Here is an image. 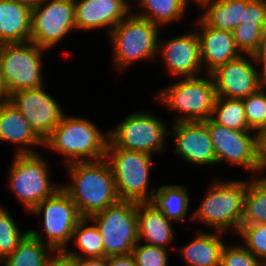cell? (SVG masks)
<instances>
[{"mask_svg":"<svg viewBox=\"0 0 266 266\" xmlns=\"http://www.w3.org/2000/svg\"><path fill=\"white\" fill-rule=\"evenodd\" d=\"M167 250L164 247L137 243L131 255L137 266H167L169 260Z\"/></svg>","mask_w":266,"mask_h":266,"instance_id":"cell-35","label":"cell"},{"mask_svg":"<svg viewBox=\"0 0 266 266\" xmlns=\"http://www.w3.org/2000/svg\"><path fill=\"white\" fill-rule=\"evenodd\" d=\"M152 155L107 146L105 159L114 175L116 191L120 200L150 202L156 188L148 191ZM149 194V195H148Z\"/></svg>","mask_w":266,"mask_h":266,"instance_id":"cell-6","label":"cell"},{"mask_svg":"<svg viewBox=\"0 0 266 266\" xmlns=\"http://www.w3.org/2000/svg\"><path fill=\"white\" fill-rule=\"evenodd\" d=\"M88 222H90L89 218H82L75 227L72 236L75 245L77 246L78 249L81 250L82 254L78 253V251L76 252L73 250L72 252L70 250L69 251L65 250V251L74 257H83V258L104 257V248L102 243L103 238L101 237L95 223L91 226H87Z\"/></svg>","mask_w":266,"mask_h":266,"instance_id":"cell-30","label":"cell"},{"mask_svg":"<svg viewBox=\"0 0 266 266\" xmlns=\"http://www.w3.org/2000/svg\"><path fill=\"white\" fill-rule=\"evenodd\" d=\"M259 167L260 171L266 169V128L258 134Z\"/></svg>","mask_w":266,"mask_h":266,"instance_id":"cell-40","label":"cell"},{"mask_svg":"<svg viewBox=\"0 0 266 266\" xmlns=\"http://www.w3.org/2000/svg\"><path fill=\"white\" fill-rule=\"evenodd\" d=\"M172 133L174 153L185 162L199 166L217 164L211 136L204 121L175 122Z\"/></svg>","mask_w":266,"mask_h":266,"instance_id":"cell-16","label":"cell"},{"mask_svg":"<svg viewBox=\"0 0 266 266\" xmlns=\"http://www.w3.org/2000/svg\"><path fill=\"white\" fill-rule=\"evenodd\" d=\"M243 25H266V0H247Z\"/></svg>","mask_w":266,"mask_h":266,"instance_id":"cell-37","label":"cell"},{"mask_svg":"<svg viewBox=\"0 0 266 266\" xmlns=\"http://www.w3.org/2000/svg\"><path fill=\"white\" fill-rule=\"evenodd\" d=\"M242 100L247 124L252 132L259 134L266 128V91L259 88Z\"/></svg>","mask_w":266,"mask_h":266,"instance_id":"cell-32","label":"cell"},{"mask_svg":"<svg viewBox=\"0 0 266 266\" xmlns=\"http://www.w3.org/2000/svg\"><path fill=\"white\" fill-rule=\"evenodd\" d=\"M213 143L217 163L239 165L254 173L260 172L258 133L235 131L216 123L212 118L204 121Z\"/></svg>","mask_w":266,"mask_h":266,"instance_id":"cell-12","label":"cell"},{"mask_svg":"<svg viewBox=\"0 0 266 266\" xmlns=\"http://www.w3.org/2000/svg\"><path fill=\"white\" fill-rule=\"evenodd\" d=\"M8 100L7 90L2 80L1 67H0V103Z\"/></svg>","mask_w":266,"mask_h":266,"instance_id":"cell-45","label":"cell"},{"mask_svg":"<svg viewBox=\"0 0 266 266\" xmlns=\"http://www.w3.org/2000/svg\"><path fill=\"white\" fill-rule=\"evenodd\" d=\"M108 266H137L131 254L107 257Z\"/></svg>","mask_w":266,"mask_h":266,"instance_id":"cell-39","label":"cell"},{"mask_svg":"<svg viewBox=\"0 0 266 266\" xmlns=\"http://www.w3.org/2000/svg\"><path fill=\"white\" fill-rule=\"evenodd\" d=\"M211 185L192 219L213 227L215 232L224 233L232 227L237 234L243 219L247 182L217 180Z\"/></svg>","mask_w":266,"mask_h":266,"instance_id":"cell-3","label":"cell"},{"mask_svg":"<svg viewBox=\"0 0 266 266\" xmlns=\"http://www.w3.org/2000/svg\"><path fill=\"white\" fill-rule=\"evenodd\" d=\"M31 40V9L17 0H0V45Z\"/></svg>","mask_w":266,"mask_h":266,"instance_id":"cell-21","label":"cell"},{"mask_svg":"<svg viewBox=\"0 0 266 266\" xmlns=\"http://www.w3.org/2000/svg\"><path fill=\"white\" fill-rule=\"evenodd\" d=\"M39 233L29 229L17 249L1 262L3 266H46L50 257L48 254L55 251L42 240Z\"/></svg>","mask_w":266,"mask_h":266,"instance_id":"cell-25","label":"cell"},{"mask_svg":"<svg viewBox=\"0 0 266 266\" xmlns=\"http://www.w3.org/2000/svg\"><path fill=\"white\" fill-rule=\"evenodd\" d=\"M130 0H74L76 30L108 28L110 32L132 11Z\"/></svg>","mask_w":266,"mask_h":266,"instance_id":"cell-18","label":"cell"},{"mask_svg":"<svg viewBox=\"0 0 266 266\" xmlns=\"http://www.w3.org/2000/svg\"><path fill=\"white\" fill-rule=\"evenodd\" d=\"M55 252L53 255L50 254L46 266H77L76 257L68 254L65 250Z\"/></svg>","mask_w":266,"mask_h":266,"instance_id":"cell-38","label":"cell"},{"mask_svg":"<svg viewBox=\"0 0 266 266\" xmlns=\"http://www.w3.org/2000/svg\"><path fill=\"white\" fill-rule=\"evenodd\" d=\"M220 266H266L242 244L224 246Z\"/></svg>","mask_w":266,"mask_h":266,"instance_id":"cell-36","label":"cell"},{"mask_svg":"<svg viewBox=\"0 0 266 266\" xmlns=\"http://www.w3.org/2000/svg\"><path fill=\"white\" fill-rule=\"evenodd\" d=\"M31 9V40L42 49H50L71 31H76L74 0H47Z\"/></svg>","mask_w":266,"mask_h":266,"instance_id":"cell-13","label":"cell"},{"mask_svg":"<svg viewBox=\"0 0 266 266\" xmlns=\"http://www.w3.org/2000/svg\"><path fill=\"white\" fill-rule=\"evenodd\" d=\"M266 25H243L241 23L233 30V37L241 53L253 54L260 43Z\"/></svg>","mask_w":266,"mask_h":266,"instance_id":"cell-34","label":"cell"},{"mask_svg":"<svg viewBox=\"0 0 266 266\" xmlns=\"http://www.w3.org/2000/svg\"><path fill=\"white\" fill-rule=\"evenodd\" d=\"M255 63L257 66L262 65L261 70H258V81L260 88L266 89V60H255Z\"/></svg>","mask_w":266,"mask_h":266,"instance_id":"cell-43","label":"cell"},{"mask_svg":"<svg viewBox=\"0 0 266 266\" xmlns=\"http://www.w3.org/2000/svg\"><path fill=\"white\" fill-rule=\"evenodd\" d=\"M252 55L254 60H266V30L263 32L257 50Z\"/></svg>","mask_w":266,"mask_h":266,"instance_id":"cell-42","label":"cell"},{"mask_svg":"<svg viewBox=\"0 0 266 266\" xmlns=\"http://www.w3.org/2000/svg\"><path fill=\"white\" fill-rule=\"evenodd\" d=\"M44 89L42 86L8 95V101L23 115L43 141L65 115L55 98Z\"/></svg>","mask_w":266,"mask_h":266,"instance_id":"cell-14","label":"cell"},{"mask_svg":"<svg viewBox=\"0 0 266 266\" xmlns=\"http://www.w3.org/2000/svg\"><path fill=\"white\" fill-rule=\"evenodd\" d=\"M189 196L187 190L180 185H162L156 188L150 201L171 221L182 223L188 212Z\"/></svg>","mask_w":266,"mask_h":266,"instance_id":"cell-26","label":"cell"},{"mask_svg":"<svg viewBox=\"0 0 266 266\" xmlns=\"http://www.w3.org/2000/svg\"><path fill=\"white\" fill-rule=\"evenodd\" d=\"M244 196L242 224L266 223V177H250Z\"/></svg>","mask_w":266,"mask_h":266,"instance_id":"cell-27","label":"cell"},{"mask_svg":"<svg viewBox=\"0 0 266 266\" xmlns=\"http://www.w3.org/2000/svg\"><path fill=\"white\" fill-rule=\"evenodd\" d=\"M211 118L235 131H252L247 124L242 99L217 96Z\"/></svg>","mask_w":266,"mask_h":266,"instance_id":"cell-28","label":"cell"},{"mask_svg":"<svg viewBox=\"0 0 266 266\" xmlns=\"http://www.w3.org/2000/svg\"><path fill=\"white\" fill-rule=\"evenodd\" d=\"M17 1H19L21 4L28 6L30 9H33L35 7L42 5L47 0H17Z\"/></svg>","mask_w":266,"mask_h":266,"instance_id":"cell-44","label":"cell"},{"mask_svg":"<svg viewBox=\"0 0 266 266\" xmlns=\"http://www.w3.org/2000/svg\"><path fill=\"white\" fill-rule=\"evenodd\" d=\"M28 233L29 230L21 233L9 212L0 207V264L17 249Z\"/></svg>","mask_w":266,"mask_h":266,"instance_id":"cell-31","label":"cell"},{"mask_svg":"<svg viewBox=\"0 0 266 266\" xmlns=\"http://www.w3.org/2000/svg\"><path fill=\"white\" fill-rule=\"evenodd\" d=\"M200 25L196 33L200 42V56L207 74L225 63L242 55L237 48L233 33L208 26L201 18L196 21Z\"/></svg>","mask_w":266,"mask_h":266,"instance_id":"cell-19","label":"cell"},{"mask_svg":"<svg viewBox=\"0 0 266 266\" xmlns=\"http://www.w3.org/2000/svg\"><path fill=\"white\" fill-rule=\"evenodd\" d=\"M14 156L8 175L9 188L30 212L61 186L51 184L47 163L39 153Z\"/></svg>","mask_w":266,"mask_h":266,"instance_id":"cell-9","label":"cell"},{"mask_svg":"<svg viewBox=\"0 0 266 266\" xmlns=\"http://www.w3.org/2000/svg\"><path fill=\"white\" fill-rule=\"evenodd\" d=\"M222 232L199 233L179 251L188 266H220L221 253L225 246Z\"/></svg>","mask_w":266,"mask_h":266,"instance_id":"cell-23","label":"cell"},{"mask_svg":"<svg viewBox=\"0 0 266 266\" xmlns=\"http://www.w3.org/2000/svg\"><path fill=\"white\" fill-rule=\"evenodd\" d=\"M66 165L72 182L61 187L76 204L82 218H90L120 201L114 175L105 158Z\"/></svg>","mask_w":266,"mask_h":266,"instance_id":"cell-1","label":"cell"},{"mask_svg":"<svg viewBox=\"0 0 266 266\" xmlns=\"http://www.w3.org/2000/svg\"><path fill=\"white\" fill-rule=\"evenodd\" d=\"M29 213L35 215L43 213L48 246L54 251L68 250L67 245L72 241L73 231L82 217L76 204L62 187L52 196L41 201Z\"/></svg>","mask_w":266,"mask_h":266,"instance_id":"cell-11","label":"cell"},{"mask_svg":"<svg viewBox=\"0 0 266 266\" xmlns=\"http://www.w3.org/2000/svg\"><path fill=\"white\" fill-rule=\"evenodd\" d=\"M207 76L182 78L156 94L162 105L181 113L174 122L206 121L212 117L217 95L211 75Z\"/></svg>","mask_w":266,"mask_h":266,"instance_id":"cell-5","label":"cell"},{"mask_svg":"<svg viewBox=\"0 0 266 266\" xmlns=\"http://www.w3.org/2000/svg\"><path fill=\"white\" fill-rule=\"evenodd\" d=\"M138 2L141 8L147 10L135 14L158 26L175 22L185 15L187 9L182 0H138Z\"/></svg>","mask_w":266,"mask_h":266,"instance_id":"cell-29","label":"cell"},{"mask_svg":"<svg viewBox=\"0 0 266 266\" xmlns=\"http://www.w3.org/2000/svg\"><path fill=\"white\" fill-rule=\"evenodd\" d=\"M106 134L89 119L64 115L44 140V148L66 156L67 164L98 161L105 158L109 141Z\"/></svg>","mask_w":266,"mask_h":266,"instance_id":"cell-2","label":"cell"},{"mask_svg":"<svg viewBox=\"0 0 266 266\" xmlns=\"http://www.w3.org/2000/svg\"><path fill=\"white\" fill-rule=\"evenodd\" d=\"M252 60L241 55L237 59L219 66L210 73L216 95L224 98L243 99L256 92L260 86L258 69L251 61L255 62L252 54H246Z\"/></svg>","mask_w":266,"mask_h":266,"instance_id":"cell-15","label":"cell"},{"mask_svg":"<svg viewBox=\"0 0 266 266\" xmlns=\"http://www.w3.org/2000/svg\"><path fill=\"white\" fill-rule=\"evenodd\" d=\"M77 266H108L107 257L83 258L76 257Z\"/></svg>","mask_w":266,"mask_h":266,"instance_id":"cell-41","label":"cell"},{"mask_svg":"<svg viewBox=\"0 0 266 266\" xmlns=\"http://www.w3.org/2000/svg\"><path fill=\"white\" fill-rule=\"evenodd\" d=\"M0 141L18 144L20 147L17 148L16 154L38 153L30 147L44 146V141L8 100L0 103Z\"/></svg>","mask_w":266,"mask_h":266,"instance_id":"cell-20","label":"cell"},{"mask_svg":"<svg viewBox=\"0 0 266 266\" xmlns=\"http://www.w3.org/2000/svg\"><path fill=\"white\" fill-rule=\"evenodd\" d=\"M247 0H213L200 18L210 27L233 32L244 21Z\"/></svg>","mask_w":266,"mask_h":266,"instance_id":"cell-24","label":"cell"},{"mask_svg":"<svg viewBox=\"0 0 266 266\" xmlns=\"http://www.w3.org/2000/svg\"><path fill=\"white\" fill-rule=\"evenodd\" d=\"M43 51L32 41L0 45L1 75L8 95L44 85Z\"/></svg>","mask_w":266,"mask_h":266,"instance_id":"cell-8","label":"cell"},{"mask_svg":"<svg viewBox=\"0 0 266 266\" xmlns=\"http://www.w3.org/2000/svg\"><path fill=\"white\" fill-rule=\"evenodd\" d=\"M160 26L132 12L109 33L114 49L115 67L123 71L138 60L158 55ZM157 53V54H156Z\"/></svg>","mask_w":266,"mask_h":266,"instance_id":"cell-4","label":"cell"},{"mask_svg":"<svg viewBox=\"0 0 266 266\" xmlns=\"http://www.w3.org/2000/svg\"><path fill=\"white\" fill-rule=\"evenodd\" d=\"M183 2H184V4L186 5V6H188V3H189V1H194L195 2V4H196V2L199 4V5H201L202 7H205L206 5H208L211 1H213V0H182Z\"/></svg>","mask_w":266,"mask_h":266,"instance_id":"cell-46","label":"cell"},{"mask_svg":"<svg viewBox=\"0 0 266 266\" xmlns=\"http://www.w3.org/2000/svg\"><path fill=\"white\" fill-rule=\"evenodd\" d=\"M138 243L143 239L147 245L168 249L174 239L172 221L150 202H138Z\"/></svg>","mask_w":266,"mask_h":266,"instance_id":"cell-22","label":"cell"},{"mask_svg":"<svg viewBox=\"0 0 266 266\" xmlns=\"http://www.w3.org/2000/svg\"><path fill=\"white\" fill-rule=\"evenodd\" d=\"M246 249L266 265V223L241 224L238 231Z\"/></svg>","mask_w":266,"mask_h":266,"instance_id":"cell-33","label":"cell"},{"mask_svg":"<svg viewBox=\"0 0 266 266\" xmlns=\"http://www.w3.org/2000/svg\"><path fill=\"white\" fill-rule=\"evenodd\" d=\"M162 45L158 46V54L162 53L160 56L172 76L196 77L204 70L196 31L171 38Z\"/></svg>","mask_w":266,"mask_h":266,"instance_id":"cell-17","label":"cell"},{"mask_svg":"<svg viewBox=\"0 0 266 266\" xmlns=\"http://www.w3.org/2000/svg\"><path fill=\"white\" fill-rule=\"evenodd\" d=\"M137 204L120 200L89 218L103 238L104 257L131 254L138 243Z\"/></svg>","mask_w":266,"mask_h":266,"instance_id":"cell-7","label":"cell"},{"mask_svg":"<svg viewBox=\"0 0 266 266\" xmlns=\"http://www.w3.org/2000/svg\"><path fill=\"white\" fill-rule=\"evenodd\" d=\"M151 112H137L125 117L109 131L107 146H116L131 151L152 155L165 150L167 126Z\"/></svg>","mask_w":266,"mask_h":266,"instance_id":"cell-10","label":"cell"}]
</instances>
